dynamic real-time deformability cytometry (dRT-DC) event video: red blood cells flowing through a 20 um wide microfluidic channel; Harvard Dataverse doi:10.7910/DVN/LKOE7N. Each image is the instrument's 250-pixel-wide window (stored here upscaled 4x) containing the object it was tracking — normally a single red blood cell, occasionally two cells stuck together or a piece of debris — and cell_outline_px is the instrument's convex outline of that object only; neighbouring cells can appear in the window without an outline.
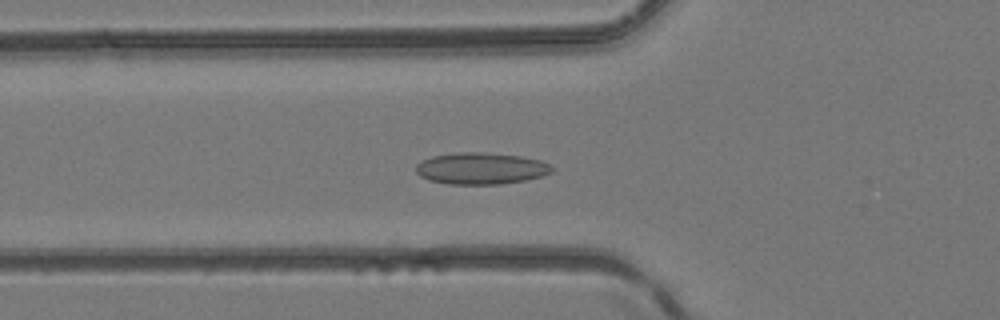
{"species": "common noctule bat (a hibernating species)", "species_latin": "Nyctalus noctula", "temperature_condition": "room temperature", "stored_images_in_passage": 42, "camera_frame_rate_fps": 3000, "um_per_image_px": 0.085, "animal": {"sex": "female", "body_mass_g": 24.6, "forearm_length_mm": 56.2}, "frame": {"image": 1, "passage_image": 15, "time_ms": 4.667, "image_size_px": [1000, 320], "cell_outline_px": [[552, 172], [540, 176], [524, 180], [500, 184], [448, 184], [428, 180], [420, 176], [416, 172], [416, 164], [432, 156], [464, 152], [488, 152], [520, 156], [540, 160], [548, 164], [552, 168]], "centroid_in_image_um": [40.86, 14.31], "position_along_channel_um": 84.9, "area_um2": 24.91}}
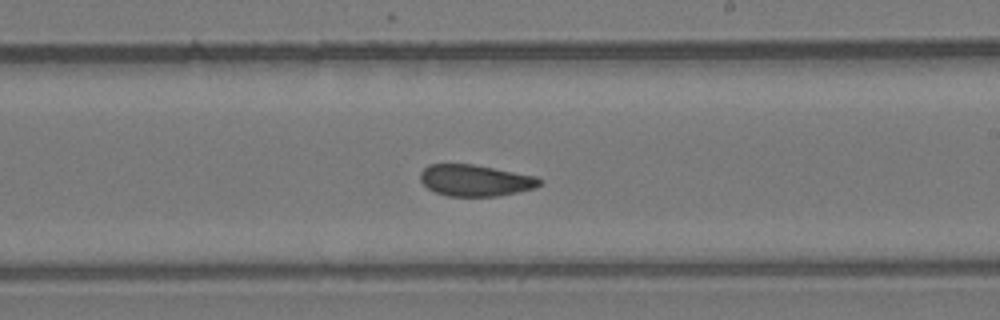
{"frame": {"image": 2, "passage_image": 25, "time_ms": 8.0, "image_size_px": [1000, 320], "cell_outline_px": [[544, 180], [540, 184], [532, 188], [516, 192], [496, 196], [448, 196], [436, 192], [428, 188], [420, 180], [420, 172], [428, 164], [472, 164], [536, 176]], "centroid_in_image_um": [40.37, 15.33], "position_along_channel_um": 248.6, "area_um2": 21.68}}
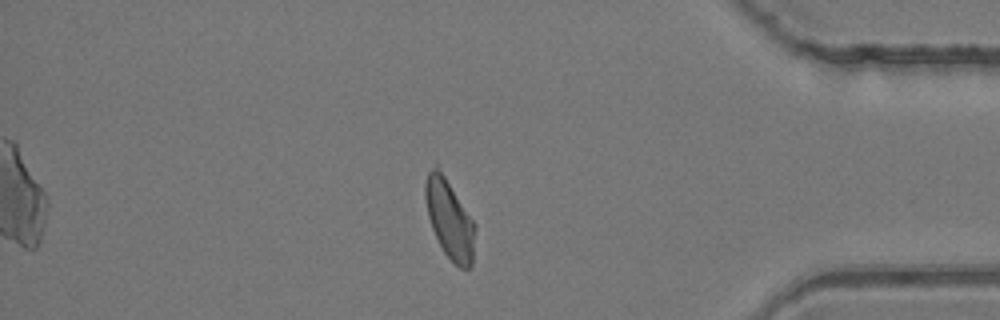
{"frame": {"image": 3, "passage_image": 36, "time_ms": 11.667, "image_size_px": [1000, 320], "cell_outline_px": [[476, 224], [472, 268], [460, 268], [444, 252], [432, 228], [428, 216], [424, 196], [424, 184], [428, 172], [436, 160]], "centroid_in_image_um": [38.21, 18.54], "position_along_channel_um": 397.0, "area_um2": 23.35}}